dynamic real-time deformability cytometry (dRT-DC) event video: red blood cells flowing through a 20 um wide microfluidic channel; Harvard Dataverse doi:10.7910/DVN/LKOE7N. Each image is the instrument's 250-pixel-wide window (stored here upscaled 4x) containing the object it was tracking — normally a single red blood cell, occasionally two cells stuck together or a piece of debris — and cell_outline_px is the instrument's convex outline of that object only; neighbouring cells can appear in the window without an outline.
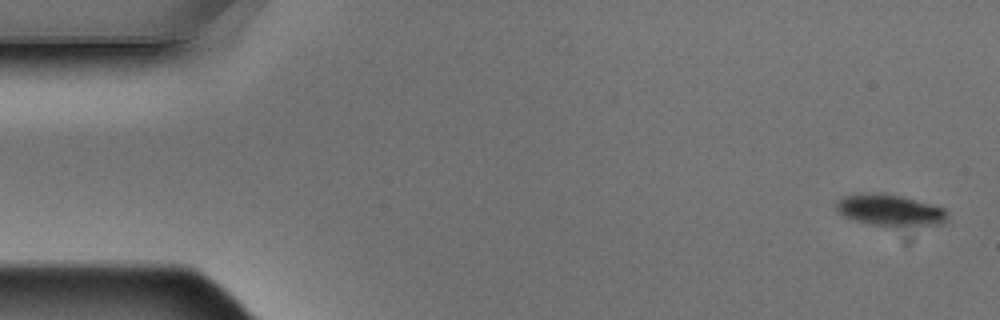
{"species": "Egyptian fruit bat (a non-hibernating species)", "species_latin": "Rousettus aegyptiacus", "temperature_condition": "warm", "stored_images_in_passage": 4, "camera_frame_rate_fps": 3000, "um_per_image_px": 0.085, "animal": {"sex": "male"}, "frame": {"image": 1, "passage_image": 1, "time_ms": 0.0, "image_size_px": [1000, 320], "cell_outline_px": [[948, 220], [940, 224], [872, 224], [856, 220], [844, 216], [836, 208], [836, 200], [840, 196], [876, 192], [884, 192], [900, 196], [944, 208], [948, 212]], "centroid_in_image_um": [75.61, 17.82], "position_along_channel_um": 9.4, "area_um2": 19.71}}
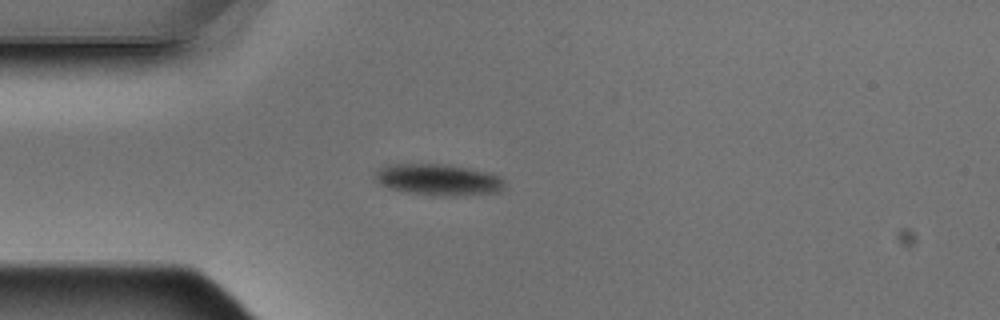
{"frame": {"image": 2, "passage_image": 4, "time_ms": 1.0, "image_size_px": [1000, 320], "cell_outline_px": [[504, 188], [500, 192], [456, 196], [432, 196], [404, 192], [388, 188], [380, 184], [372, 176], [384, 164], [440, 164], [464, 168], [484, 172], [500, 176], [504, 180]], "centroid_in_image_um": [37.2, 15.3], "position_along_channel_um": 47.8, "area_um2": 23.81}}